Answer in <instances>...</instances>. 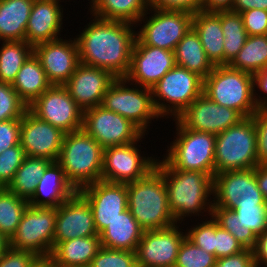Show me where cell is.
<instances>
[{"label": "cell", "mask_w": 267, "mask_h": 267, "mask_svg": "<svg viewBox=\"0 0 267 267\" xmlns=\"http://www.w3.org/2000/svg\"><path fill=\"white\" fill-rule=\"evenodd\" d=\"M240 14L248 36L267 34V11L251 9L241 12Z\"/></svg>", "instance_id": "obj_47"}, {"label": "cell", "mask_w": 267, "mask_h": 267, "mask_svg": "<svg viewBox=\"0 0 267 267\" xmlns=\"http://www.w3.org/2000/svg\"><path fill=\"white\" fill-rule=\"evenodd\" d=\"M96 235L91 206L78 191L57 207L53 247L69 239Z\"/></svg>", "instance_id": "obj_21"}, {"label": "cell", "mask_w": 267, "mask_h": 267, "mask_svg": "<svg viewBox=\"0 0 267 267\" xmlns=\"http://www.w3.org/2000/svg\"><path fill=\"white\" fill-rule=\"evenodd\" d=\"M214 267H256L253 250L244 249L237 254L218 258Z\"/></svg>", "instance_id": "obj_51"}, {"label": "cell", "mask_w": 267, "mask_h": 267, "mask_svg": "<svg viewBox=\"0 0 267 267\" xmlns=\"http://www.w3.org/2000/svg\"><path fill=\"white\" fill-rule=\"evenodd\" d=\"M184 128L217 135L238 124L244 117L202 94L175 118Z\"/></svg>", "instance_id": "obj_16"}, {"label": "cell", "mask_w": 267, "mask_h": 267, "mask_svg": "<svg viewBox=\"0 0 267 267\" xmlns=\"http://www.w3.org/2000/svg\"><path fill=\"white\" fill-rule=\"evenodd\" d=\"M64 7L54 0H34L26 26V42L33 47L61 38Z\"/></svg>", "instance_id": "obj_23"}, {"label": "cell", "mask_w": 267, "mask_h": 267, "mask_svg": "<svg viewBox=\"0 0 267 267\" xmlns=\"http://www.w3.org/2000/svg\"><path fill=\"white\" fill-rule=\"evenodd\" d=\"M192 20L193 14L189 12L148 9L135 25L140 26L136 39L142 45L174 52L176 45L192 29Z\"/></svg>", "instance_id": "obj_10"}, {"label": "cell", "mask_w": 267, "mask_h": 267, "mask_svg": "<svg viewBox=\"0 0 267 267\" xmlns=\"http://www.w3.org/2000/svg\"><path fill=\"white\" fill-rule=\"evenodd\" d=\"M76 192L77 190L67 180L61 165L55 161L47 166L28 203L30 206L57 208Z\"/></svg>", "instance_id": "obj_24"}, {"label": "cell", "mask_w": 267, "mask_h": 267, "mask_svg": "<svg viewBox=\"0 0 267 267\" xmlns=\"http://www.w3.org/2000/svg\"><path fill=\"white\" fill-rule=\"evenodd\" d=\"M101 106L130 120L146 136L152 121L161 119L153 103L152 90L125 78H116L106 91Z\"/></svg>", "instance_id": "obj_9"}, {"label": "cell", "mask_w": 267, "mask_h": 267, "mask_svg": "<svg viewBox=\"0 0 267 267\" xmlns=\"http://www.w3.org/2000/svg\"><path fill=\"white\" fill-rule=\"evenodd\" d=\"M177 66L186 68L205 79L214 69V65L208 59L199 35L192 28L176 45L174 50Z\"/></svg>", "instance_id": "obj_31"}, {"label": "cell", "mask_w": 267, "mask_h": 267, "mask_svg": "<svg viewBox=\"0 0 267 267\" xmlns=\"http://www.w3.org/2000/svg\"><path fill=\"white\" fill-rule=\"evenodd\" d=\"M34 54L40 60L48 81L52 85H64L80 64L76 39H56L34 46Z\"/></svg>", "instance_id": "obj_19"}, {"label": "cell", "mask_w": 267, "mask_h": 267, "mask_svg": "<svg viewBox=\"0 0 267 267\" xmlns=\"http://www.w3.org/2000/svg\"><path fill=\"white\" fill-rule=\"evenodd\" d=\"M192 28L199 35L202 47L214 66L224 65V33L218 12L199 11L193 14Z\"/></svg>", "instance_id": "obj_26"}, {"label": "cell", "mask_w": 267, "mask_h": 267, "mask_svg": "<svg viewBox=\"0 0 267 267\" xmlns=\"http://www.w3.org/2000/svg\"><path fill=\"white\" fill-rule=\"evenodd\" d=\"M255 121L245 117L216 135L215 174L258 166Z\"/></svg>", "instance_id": "obj_7"}, {"label": "cell", "mask_w": 267, "mask_h": 267, "mask_svg": "<svg viewBox=\"0 0 267 267\" xmlns=\"http://www.w3.org/2000/svg\"><path fill=\"white\" fill-rule=\"evenodd\" d=\"M91 17L87 19L92 20L75 37L80 63L105 69L116 78H124L130 68L136 26L122 21L100 19L93 15Z\"/></svg>", "instance_id": "obj_1"}, {"label": "cell", "mask_w": 267, "mask_h": 267, "mask_svg": "<svg viewBox=\"0 0 267 267\" xmlns=\"http://www.w3.org/2000/svg\"><path fill=\"white\" fill-rule=\"evenodd\" d=\"M179 223L165 229L144 230L136 249L137 266L174 267L186 237Z\"/></svg>", "instance_id": "obj_15"}, {"label": "cell", "mask_w": 267, "mask_h": 267, "mask_svg": "<svg viewBox=\"0 0 267 267\" xmlns=\"http://www.w3.org/2000/svg\"><path fill=\"white\" fill-rule=\"evenodd\" d=\"M128 209L144 230L176 224L169 208L163 176L154 168L146 177L127 184Z\"/></svg>", "instance_id": "obj_3"}, {"label": "cell", "mask_w": 267, "mask_h": 267, "mask_svg": "<svg viewBox=\"0 0 267 267\" xmlns=\"http://www.w3.org/2000/svg\"><path fill=\"white\" fill-rule=\"evenodd\" d=\"M232 209L241 223L256 236L267 230V201L259 188L247 190Z\"/></svg>", "instance_id": "obj_33"}, {"label": "cell", "mask_w": 267, "mask_h": 267, "mask_svg": "<svg viewBox=\"0 0 267 267\" xmlns=\"http://www.w3.org/2000/svg\"><path fill=\"white\" fill-rule=\"evenodd\" d=\"M159 158L155 169L165 181L169 208L175 222L183 225L182 222L187 220L186 217H199L203 214L202 217L205 219L211 216L213 178L201 171L174 169L164 158L162 160Z\"/></svg>", "instance_id": "obj_2"}, {"label": "cell", "mask_w": 267, "mask_h": 267, "mask_svg": "<svg viewBox=\"0 0 267 267\" xmlns=\"http://www.w3.org/2000/svg\"><path fill=\"white\" fill-rule=\"evenodd\" d=\"M82 129L103 148L127 145L145 135L130 120L101 105L83 112Z\"/></svg>", "instance_id": "obj_13"}, {"label": "cell", "mask_w": 267, "mask_h": 267, "mask_svg": "<svg viewBox=\"0 0 267 267\" xmlns=\"http://www.w3.org/2000/svg\"><path fill=\"white\" fill-rule=\"evenodd\" d=\"M34 0H0V41H26Z\"/></svg>", "instance_id": "obj_29"}, {"label": "cell", "mask_w": 267, "mask_h": 267, "mask_svg": "<svg viewBox=\"0 0 267 267\" xmlns=\"http://www.w3.org/2000/svg\"><path fill=\"white\" fill-rule=\"evenodd\" d=\"M88 12L104 19L136 25L148 11L146 0H93Z\"/></svg>", "instance_id": "obj_32"}, {"label": "cell", "mask_w": 267, "mask_h": 267, "mask_svg": "<svg viewBox=\"0 0 267 267\" xmlns=\"http://www.w3.org/2000/svg\"><path fill=\"white\" fill-rule=\"evenodd\" d=\"M255 176L258 187L267 201V165H258L255 167Z\"/></svg>", "instance_id": "obj_56"}, {"label": "cell", "mask_w": 267, "mask_h": 267, "mask_svg": "<svg viewBox=\"0 0 267 267\" xmlns=\"http://www.w3.org/2000/svg\"><path fill=\"white\" fill-rule=\"evenodd\" d=\"M104 148L83 129L66 133L57 162L78 191L101 181Z\"/></svg>", "instance_id": "obj_4"}, {"label": "cell", "mask_w": 267, "mask_h": 267, "mask_svg": "<svg viewBox=\"0 0 267 267\" xmlns=\"http://www.w3.org/2000/svg\"><path fill=\"white\" fill-rule=\"evenodd\" d=\"M28 105L19 97L13 86L0 82V121L21 119Z\"/></svg>", "instance_id": "obj_41"}, {"label": "cell", "mask_w": 267, "mask_h": 267, "mask_svg": "<svg viewBox=\"0 0 267 267\" xmlns=\"http://www.w3.org/2000/svg\"><path fill=\"white\" fill-rule=\"evenodd\" d=\"M148 9L184 11L191 14L202 10L201 0H146Z\"/></svg>", "instance_id": "obj_48"}, {"label": "cell", "mask_w": 267, "mask_h": 267, "mask_svg": "<svg viewBox=\"0 0 267 267\" xmlns=\"http://www.w3.org/2000/svg\"><path fill=\"white\" fill-rule=\"evenodd\" d=\"M253 88L254 100L258 110L267 109V68L264 71L253 74Z\"/></svg>", "instance_id": "obj_52"}, {"label": "cell", "mask_w": 267, "mask_h": 267, "mask_svg": "<svg viewBox=\"0 0 267 267\" xmlns=\"http://www.w3.org/2000/svg\"><path fill=\"white\" fill-rule=\"evenodd\" d=\"M11 85L19 97L29 106L52 84L48 81L40 60L33 53L22 65Z\"/></svg>", "instance_id": "obj_30"}, {"label": "cell", "mask_w": 267, "mask_h": 267, "mask_svg": "<svg viewBox=\"0 0 267 267\" xmlns=\"http://www.w3.org/2000/svg\"><path fill=\"white\" fill-rule=\"evenodd\" d=\"M9 247V239L0 232V257L6 252Z\"/></svg>", "instance_id": "obj_57"}, {"label": "cell", "mask_w": 267, "mask_h": 267, "mask_svg": "<svg viewBox=\"0 0 267 267\" xmlns=\"http://www.w3.org/2000/svg\"><path fill=\"white\" fill-rule=\"evenodd\" d=\"M28 110L65 134L82 129L84 111L63 85H51Z\"/></svg>", "instance_id": "obj_14"}, {"label": "cell", "mask_w": 267, "mask_h": 267, "mask_svg": "<svg viewBox=\"0 0 267 267\" xmlns=\"http://www.w3.org/2000/svg\"><path fill=\"white\" fill-rule=\"evenodd\" d=\"M259 188L255 168L229 170L213 177V207L232 209L247 190Z\"/></svg>", "instance_id": "obj_25"}, {"label": "cell", "mask_w": 267, "mask_h": 267, "mask_svg": "<svg viewBox=\"0 0 267 267\" xmlns=\"http://www.w3.org/2000/svg\"><path fill=\"white\" fill-rule=\"evenodd\" d=\"M202 10L218 12L232 10L233 0H201Z\"/></svg>", "instance_id": "obj_55"}, {"label": "cell", "mask_w": 267, "mask_h": 267, "mask_svg": "<svg viewBox=\"0 0 267 267\" xmlns=\"http://www.w3.org/2000/svg\"><path fill=\"white\" fill-rule=\"evenodd\" d=\"M212 217L218 222L219 226L231 233L244 249L253 250L257 236L249 227L241 223L233 209L213 207Z\"/></svg>", "instance_id": "obj_39"}, {"label": "cell", "mask_w": 267, "mask_h": 267, "mask_svg": "<svg viewBox=\"0 0 267 267\" xmlns=\"http://www.w3.org/2000/svg\"><path fill=\"white\" fill-rule=\"evenodd\" d=\"M28 205L27 200L7 188H0V232L8 239L16 232Z\"/></svg>", "instance_id": "obj_38"}, {"label": "cell", "mask_w": 267, "mask_h": 267, "mask_svg": "<svg viewBox=\"0 0 267 267\" xmlns=\"http://www.w3.org/2000/svg\"><path fill=\"white\" fill-rule=\"evenodd\" d=\"M228 66L251 74L264 71L267 68V35L248 36Z\"/></svg>", "instance_id": "obj_35"}, {"label": "cell", "mask_w": 267, "mask_h": 267, "mask_svg": "<svg viewBox=\"0 0 267 267\" xmlns=\"http://www.w3.org/2000/svg\"><path fill=\"white\" fill-rule=\"evenodd\" d=\"M244 250V247L228 231L219 226L216 221L215 235V257L221 258L237 254Z\"/></svg>", "instance_id": "obj_45"}, {"label": "cell", "mask_w": 267, "mask_h": 267, "mask_svg": "<svg viewBox=\"0 0 267 267\" xmlns=\"http://www.w3.org/2000/svg\"><path fill=\"white\" fill-rule=\"evenodd\" d=\"M217 258L185 237L180 245L174 267H214Z\"/></svg>", "instance_id": "obj_40"}, {"label": "cell", "mask_w": 267, "mask_h": 267, "mask_svg": "<svg viewBox=\"0 0 267 267\" xmlns=\"http://www.w3.org/2000/svg\"><path fill=\"white\" fill-rule=\"evenodd\" d=\"M78 192L91 206L98 235L128 209L127 184L101 180L81 188Z\"/></svg>", "instance_id": "obj_17"}, {"label": "cell", "mask_w": 267, "mask_h": 267, "mask_svg": "<svg viewBox=\"0 0 267 267\" xmlns=\"http://www.w3.org/2000/svg\"><path fill=\"white\" fill-rule=\"evenodd\" d=\"M51 162L45 158L26 156L7 189L29 201L36 191L39 179Z\"/></svg>", "instance_id": "obj_34"}, {"label": "cell", "mask_w": 267, "mask_h": 267, "mask_svg": "<svg viewBox=\"0 0 267 267\" xmlns=\"http://www.w3.org/2000/svg\"><path fill=\"white\" fill-rule=\"evenodd\" d=\"M176 136L164 158L174 169L201 171L215 175L216 135L184 128L176 119Z\"/></svg>", "instance_id": "obj_6"}, {"label": "cell", "mask_w": 267, "mask_h": 267, "mask_svg": "<svg viewBox=\"0 0 267 267\" xmlns=\"http://www.w3.org/2000/svg\"><path fill=\"white\" fill-rule=\"evenodd\" d=\"M203 86L202 77L175 65L151 88L157 113L175 119L203 94Z\"/></svg>", "instance_id": "obj_8"}, {"label": "cell", "mask_w": 267, "mask_h": 267, "mask_svg": "<svg viewBox=\"0 0 267 267\" xmlns=\"http://www.w3.org/2000/svg\"><path fill=\"white\" fill-rule=\"evenodd\" d=\"M203 94L221 106L237 110L244 118L258 111L254 100L253 74L228 65L214 67L204 79Z\"/></svg>", "instance_id": "obj_5"}, {"label": "cell", "mask_w": 267, "mask_h": 267, "mask_svg": "<svg viewBox=\"0 0 267 267\" xmlns=\"http://www.w3.org/2000/svg\"><path fill=\"white\" fill-rule=\"evenodd\" d=\"M175 65L173 51L142 45L136 39L130 68L124 78L132 84L151 89Z\"/></svg>", "instance_id": "obj_18"}, {"label": "cell", "mask_w": 267, "mask_h": 267, "mask_svg": "<svg viewBox=\"0 0 267 267\" xmlns=\"http://www.w3.org/2000/svg\"><path fill=\"white\" fill-rule=\"evenodd\" d=\"M54 1H57V2H64V0H54ZM70 1H71V0H69L68 2H70ZM88 1H90V2H88V3L90 4V5H88V6L91 7L93 0H88ZM65 2H67V1L65 0Z\"/></svg>", "instance_id": "obj_60"}, {"label": "cell", "mask_w": 267, "mask_h": 267, "mask_svg": "<svg viewBox=\"0 0 267 267\" xmlns=\"http://www.w3.org/2000/svg\"><path fill=\"white\" fill-rule=\"evenodd\" d=\"M26 158L20 143L0 154V188H7L18 168Z\"/></svg>", "instance_id": "obj_44"}, {"label": "cell", "mask_w": 267, "mask_h": 267, "mask_svg": "<svg viewBox=\"0 0 267 267\" xmlns=\"http://www.w3.org/2000/svg\"><path fill=\"white\" fill-rule=\"evenodd\" d=\"M144 136L127 145L104 148L102 181L128 184L146 177L155 168L157 157L143 155L137 144L143 142Z\"/></svg>", "instance_id": "obj_12"}, {"label": "cell", "mask_w": 267, "mask_h": 267, "mask_svg": "<svg viewBox=\"0 0 267 267\" xmlns=\"http://www.w3.org/2000/svg\"><path fill=\"white\" fill-rule=\"evenodd\" d=\"M29 267H49L48 258L39 257L31 266Z\"/></svg>", "instance_id": "obj_58"}, {"label": "cell", "mask_w": 267, "mask_h": 267, "mask_svg": "<svg viewBox=\"0 0 267 267\" xmlns=\"http://www.w3.org/2000/svg\"><path fill=\"white\" fill-rule=\"evenodd\" d=\"M56 214V207L28 205L16 232L9 239V246L49 258L53 249Z\"/></svg>", "instance_id": "obj_11"}, {"label": "cell", "mask_w": 267, "mask_h": 267, "mask_svg": "<svg viewBox=\"0 0 267 267\" xmlns=\"http://www.w3.org/2000/svg\"><path fill=\"white\" fill-rule=\"evenodd\" d=\"M21 119L0 121V154L20 143Z\"/></svg>", "instance_id": "obj_49"}, {"label": "cell", "mask_w": 267, "mask_h": 267, "mask_svg": "<svg viewBox=\"0 0 267 267\" xmlns=\"http://www.w3.org/2000/svg\"><path fill=\"white\" fill-rule=\"evenodd\" d=\"M208 218L210 219L208 220ZM201 219L200 224L198 222L194 225L195 227L188 226L191 227L190 229L186 227V237L199 248L215 255L216 220L212 215Z\"/></svg>", "instance_id": "obj_42"}, {"label": "cell", "mask_w": 267, "mask_h": 267, "mask_svg": "<svg viewBox=\"0 0 267 267\" xmlns=\"http://www.w3.org/2000/svg\"><path fill=\"white\" fill-rule=\"evenodd\" d=\"M100 248L99 235L69 239L53 247L48 263L67 266H90L92 259Z\"/></svg>", "instance_id": "obj_28"}, {"label": "cell", "mask_w": 267, "mask_h": 267, "mask_svg": "<svg viewBox=\"0 0 267 267\" xmlns=\"http://www.w3.org/2000/svg\"><path fill=\"white\" fill-rule=\"evenodd\" d=\"M144 229L132 216L129 209L125 210L99 234L101 246L115 249L136 251Z\"/></svg>", "instance_id": "obj_27"}, {"label": "cell", "mask_w": 267, "mask_h": 267, "mask_svg": "<svg viewBox=\"0 0 267 267\" xmlns=\"http://www.w3.org/2000/svg\"><path fill=\"white\" fill-rule=\"evenodd\" d=\"M219 18L224 33V65H228L244 46L248 34L240 13L219 11Z\"/></svg>", "instance_id": "obj_37"}, {"label": "cell", "mask_w": 267, "mask_h": 267, "mask_svg": "<svg viewBox=\"0 0 267 267\" xmlns=\"http://www.w3.org/2000/svg\"><path fill=\"white\" fill-rule=\"evenodd\" d=\"M34 53L26 41H2L0 48V82L12 84L25 61Z\"/></svg>", "instance_id": "obj_36"}, {"label": "cell", "mask_w": 267, "mask_h": 267, "mask_svg": "<svg viewBox=\"0 0 267 267\" xmlns=\"http://www.w3.org/2000/svg\"><path fill=\"white\" fill-rule=\"evenodd\" d=\"M89 267H137L136 251L101 246Z\"/></svg>", "instance_id": "obj_43"}, {"label": "cell", "mask_w": 267, "mask_h": 267, "mask_svg": "<svg viewBox=\"0 0 267 267\" xmlns=\"http://www.w3.org/2000/svg\"><path fill=\"white\" fill-rule=\"evenodd\" d=\"M115 80L116 77L105 69L80 63L63 86L85 111L101 105L106 91Z\"/></svg>", "instance_id": "obj_22"}, {"label": "cell", "mask_w": 267, "mask_h": 267, "mask_svg": "<svg viewBox=\"0 0 267 267\" xmlns=\"http://www.w3.org/2000/svg\"><path fill=\"white\" fill-rule=\"evenodd\" d=\"M49 267H89V266H67V265H62V264H57V263H49Z\"/></svg>", "instance_id": "obj_59"}, {"label": "cell", "mask_w": 267, "mask_h": 267, "mask_svg": "<svg viewBox=\"0 0 267 267\" xmlns=\"http://www.w3.org/2000/svg\"><path fill=\"white\" fill-rule=\"evenodd\" d=\"M251 9L267 11V0H233L231 11L241 13Z\"/></svg>", "instance_id": "obj_54"}, {"label": "cell", "mask_w": 267, "mask_h": 267, "mask_svg": "<svg viewBox=\"0 0 267 267\" xmlns=\"http://www.w3.org/2000/svg\"><path fill=\"white\" fill-rule=\"evenodd\" d=\"M253 255L256 267H267V230L257 236Z\"/></svg>", "instance_id": "obj_53"}, {"label": "cell", "mask_w": 267, "mask_h": 267, "mask_svg": "<svg viewBox=\"0 0 267 267\" xmlns=\"http://www.w3.org/2000/svg\"><path fill=\"white\" fill-rule=\"evenodd\" d=\"M65 133L29 110L21 118L20 145L26 156L58 160Z\"/></svg>", "instance_id": "obj_20"}, {"label": "cell", "mask_w": 267, "mask_h": 267, "mask_svg": "<svg viewBox=\"0 0 267 267\" xmlns=\"http://www.w3.org/2000/svg\"><path fill=\"white\" fill-rule=\"evenodd\" d=\"M39 257L30 251L17 250L9 247L0 257V267H29Z\"/></svg>", "instance_id": "obj_50"}, {"label": "cell", "mask_w": 267, "mask_h": 267, "mask_svg": "<svg viewBox=\"0 0 267 267\" xmlns=\"http://www.w3.org/2000/svg\"><path fill=\"white\" fill-rule=\"evenodd\" d=\"M252 117L255 121L258 164L267 165V109L258 110Z\"/></svg>", "instance_id": "obj_46"}]
</instances>
